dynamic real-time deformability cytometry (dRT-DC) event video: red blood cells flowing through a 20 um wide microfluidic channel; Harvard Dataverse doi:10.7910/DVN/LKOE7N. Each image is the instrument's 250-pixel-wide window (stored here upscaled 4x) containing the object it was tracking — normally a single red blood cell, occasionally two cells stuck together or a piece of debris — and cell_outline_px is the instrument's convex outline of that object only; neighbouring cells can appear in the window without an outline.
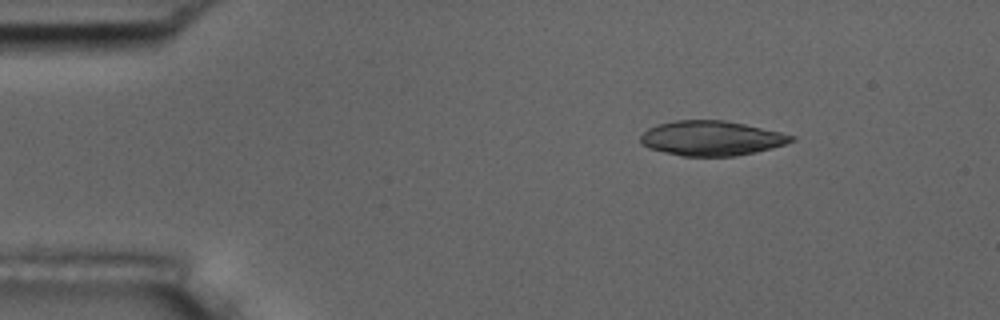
{"species": "common noctule bat (a hibernating species)", "species_latin": "Nyctalus noctula", "temperature_condition": "room temperature", "stored_images_in_passage": 48, "camera_frame_rate_fps": 3000, "um_per_image_px": 0.085, "animal": {"sex": "male", "body_mass_g": 17.5, "forearm_length_mm": 52.3}, "frame": {"image": 1, "passage_image": 2, "time_ms": 0.333, "image_size_px": [1000, 320], "cell_outline_px": [[796, 140], [772, 148], [756, 152], [736, 156], [680, 156], [648, 148], [640, 144], [640, 136], [648, 128], [660, 124], [676, 120], [724, 120], [744, 124], [780, 132], [796, 136]], "centroid_in_image_um": [60.46, 11.76], "position_along_channel_um": 24.5, "area_um2": 30.58}}